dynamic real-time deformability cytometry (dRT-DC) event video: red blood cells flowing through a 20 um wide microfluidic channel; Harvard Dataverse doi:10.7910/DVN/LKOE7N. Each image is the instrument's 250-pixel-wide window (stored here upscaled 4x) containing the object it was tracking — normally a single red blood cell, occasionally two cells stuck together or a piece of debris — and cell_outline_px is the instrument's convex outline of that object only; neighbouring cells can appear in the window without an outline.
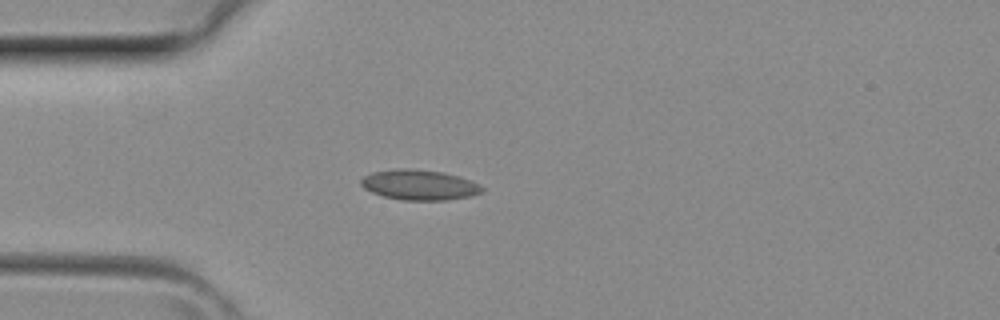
{"species": "common noctule bat (a hibernating species)", "species_latin": "Nyctalus noctula", "temperature_condition": "room temperature", "stored_images_in_passage": 3, "camera_frame_rate_fps": 3000, "um_per_image_px": 0.085, "animal": {"sex": "female", "body_mass_g": 29.2, "forearm_length_mm": 56.3}, "frame": {"image": 1, "passage_image": 3, "time_ms": 0.667, "image_size_px": [1000, 320], "cell_outline_px": [[484, 188], [480, 192], [472, 196], [444, 200], [400, 200], [384, 196], [372, 192], [364, 188], [360, 184], [360, 180], [364, 176], [372, 172], [396, 168], [412, 168], [444, 172], [460, 176], [480, 184]], "centroid_in_image_um": [35.64, 15.7], "position_along_channel_um": 49.4, "area_um2": 21.5}}